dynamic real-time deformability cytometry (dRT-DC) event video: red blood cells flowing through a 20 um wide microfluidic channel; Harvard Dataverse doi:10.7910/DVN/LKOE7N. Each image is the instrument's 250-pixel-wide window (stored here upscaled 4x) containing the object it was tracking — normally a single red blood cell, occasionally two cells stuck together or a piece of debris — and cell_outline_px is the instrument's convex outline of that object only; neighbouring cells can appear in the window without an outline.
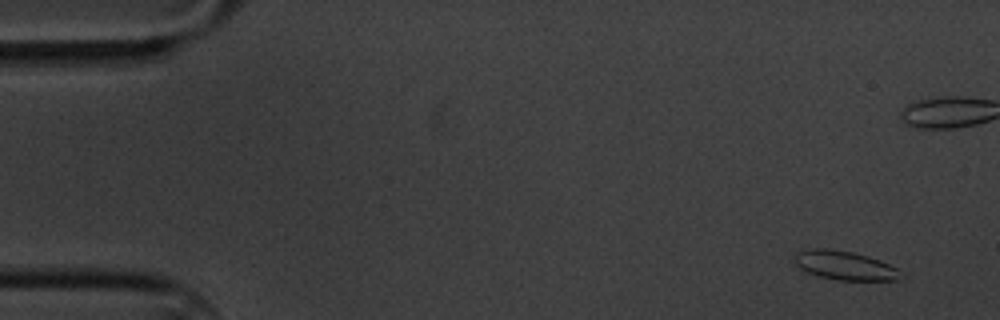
{"species": "common noctule bat (a hibernating species)", "species_latin": "Nyctalus noctula", "temperature_condition": "cold", "stored_images_in_passage": 58, "camera_frame_rate_fps": 3000, "um_per_image_px": 0.085, "animal": {"sex": "male", "body_mass_g": 20.1, "forearm_length_mm": 53.5}, "frame": {"image": 1, "passage_image": 2, "time_ms": 0.333, "image_size_px": [1000, 320], "cell_outline_px": [[900, 280], [836, 280], [820, 276], [808, 272], [800, 268], [796, 264], [796, 256], [804, 248], [828, 248], [852, 252], [868, 256], [880, 260], [896, 268]], "centroid_in_image_um": [71.78, 22.55], "position_along_channel_um": 13.2, "area_um2": 17.57}}
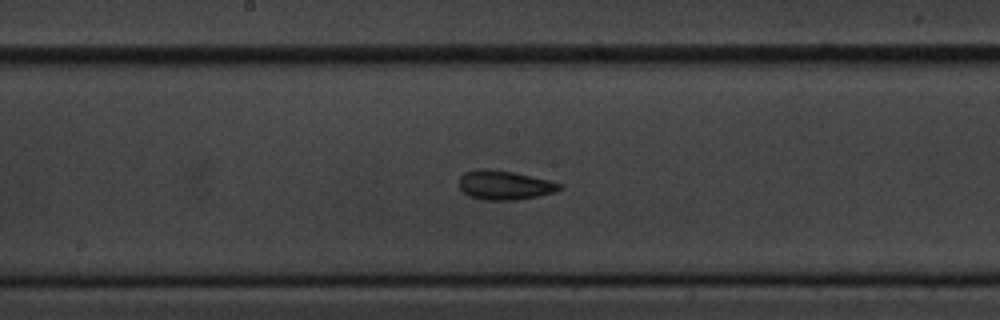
{"frame": {"image": 2, "passage_image": 29, "time_ms": 9.333, "image_size_px": [1000, 320], "cell_outline_px": [[560, 188], [556, 192], [516, 200], [484, 200], [472, 196], [464, 192], [460, 188], [460, 176], [464, 172], [484, 168], [512, 172], [532, 176], [548, 180], [560, 184]], "centroid_in_image_um": [42.87, 15.73], "position_along_channel_um": 205.3, "area_um2": 16.76}}
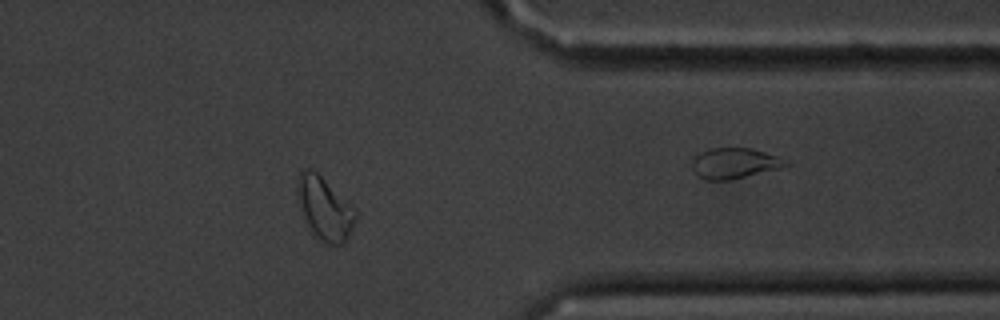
{"frame": {"image": 3, "passage_image": 46, "time_ms": 15.0, "image_size_px": [1000, 320], "cell_outline_px": [[356, 220], [348, 236], [340, 244], [328, 244], [316, 240], [312, 236], [300, 212], [296, 188], [296, 184], [300, 172], [304, 168], [308, 168], [316, 172], [356, 212]], "centroid_in_image_um": [27.51, 17.76], "position_along_channel_um": 383.9, "area_um2": 21.04}, "authors_computed_cell_mechanics": {"area_um2": 17.1666, "velocity_mm_per_s": 3.376, "shape_relaxation_time_tau1_ms": 5.985, "shape_relaxation_time_tau2_ms": 5.6302, "deformation_change_tau1": 0.1224, "deformation_change_tau2": 0.091}}